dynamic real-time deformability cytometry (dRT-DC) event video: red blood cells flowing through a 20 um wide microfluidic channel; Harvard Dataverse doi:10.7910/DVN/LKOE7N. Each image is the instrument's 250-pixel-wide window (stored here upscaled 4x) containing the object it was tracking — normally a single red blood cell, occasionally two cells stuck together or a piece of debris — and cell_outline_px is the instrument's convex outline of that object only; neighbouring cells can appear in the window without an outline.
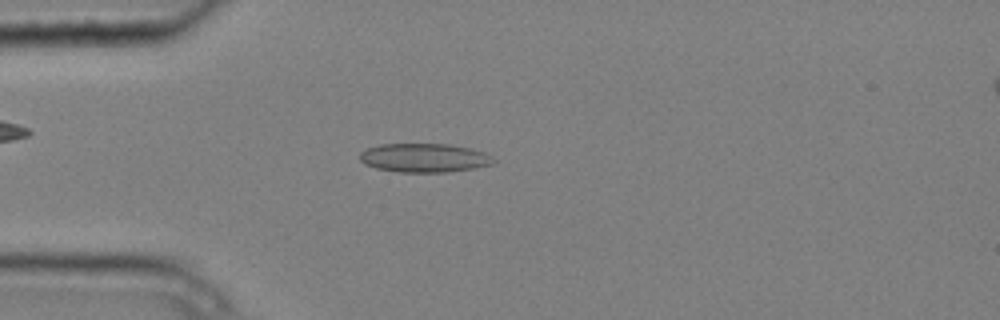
{"species": "common noctule bat (a hibernating species)", "species_latin": "Nyctalus noctula", "temperature_condition": "cold", "stored_images_in_passage": 1, "camera_frame_rate_fps": 3000, "um_per_image_px": 0.085, "animal": {"sex": "male", "body_mass_g": 20.4}, "frame": {"image": 1, "passage_image": 1, "time_ms": 0.0, "image_size_px": [1000, 320], "cell_outline_px": [[496, 164], [448, 172], [396, 172], [376, 168], [364, 164], [360, 160], [360, 152], [368, 148], [380, 144], [448, 144], [472, 148], [484, 152], [492, 156], [496, 160]], "centroid_in_image_um": [36.09, 13.42], "position_along_channel_um": 48.9, "area_um2": 22.66}}